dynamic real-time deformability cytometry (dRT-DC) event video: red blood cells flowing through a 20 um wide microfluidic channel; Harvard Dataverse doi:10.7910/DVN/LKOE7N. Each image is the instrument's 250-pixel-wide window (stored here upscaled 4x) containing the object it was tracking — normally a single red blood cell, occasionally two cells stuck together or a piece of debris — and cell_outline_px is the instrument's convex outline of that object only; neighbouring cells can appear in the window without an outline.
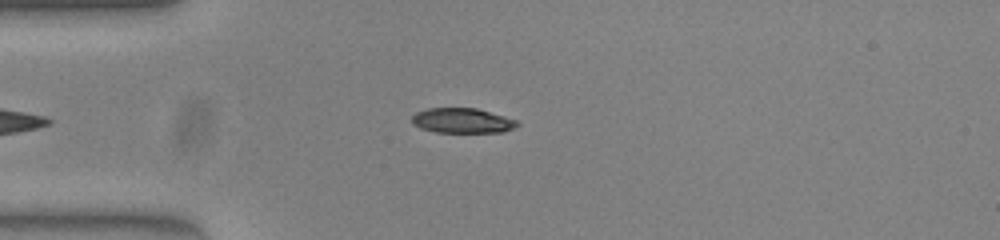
{"species": "common noctule bat (a hibernating species)", "species_latin": "Nyctalus noctula", "temperature_condition": "warm", "stored_images_in_passage": 38, "camera_frame_rate_fps": 3000, "um_per_image_px": 0.085, "animal": {"sex": "female", "body_mass_g": 23.0, "forearm_length_mm": 53.4}, "frame": {"image": 1, "passage_image": 3, "time_ms": 0.667, "image_size_px": [1000, 240], "cell_outline_px": [[520, 124], [504, 132], [436, 132], [420, 128], [412, 124], [412, 116], [416, 112], [428, 108], [476, 108], [504, 116], [516, 120]], "centroid_in_image_um": [39.27, 10.25], "position_along_channel_um": 45.7, "area_um2": 15.26}}
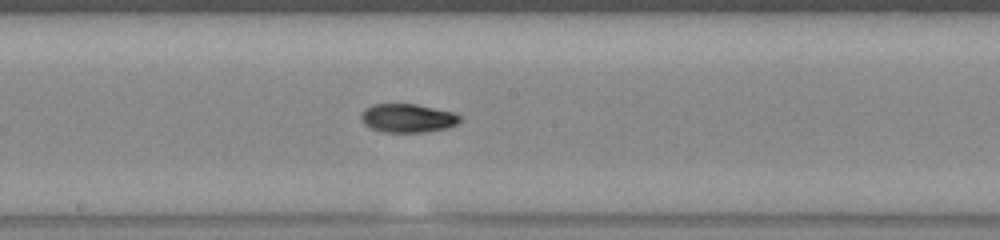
{"frame": {"image": 2, "passage_image": 17, "time_ms": 5.333, "image_size_px": [1000, 240], "cell_outline_px": [[460, 120], [456, 124], [448, 128], [424, 132], [384, 132], [372, 128], [364, 124], [360, 116], [372, 104], [416, 104], [452, 112], [460, 116]], "centroid_in_image_um": [34.66, 10.04], "position_along_channel_um": 213.5, "area_um2": 16.24}}
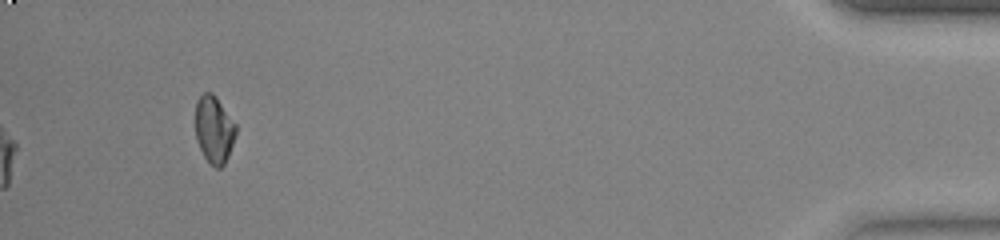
{"frame": {"image": 3, "passage_image": 38, "time_ms": 12.333, "image_size_px": [1000, 240], "cell_outline_px": [[236, 132], [228, 156], [224, 164], [220, 168], [216, 168], [204, 156], [196, 140], [196, 100], [204, 92], [212, 92], [216, 96], [236, 124]], "centroid_in_image_um": [18.19, 10.98], "position_along_channel_um": 417.0, "area_um2": 15.72}, "authors_computed_cell_mechanics": {"area_um2": 16.5308, "velocity_mm_per_s": 3.9702, "shape_relaxation_time_tau1_ms": 6.9352, "shape_relaxation_time_tau2_ms": 3.6951, "deformation_change_tau1": 0.1995, "deformation_change_tau2": 0.0571}}